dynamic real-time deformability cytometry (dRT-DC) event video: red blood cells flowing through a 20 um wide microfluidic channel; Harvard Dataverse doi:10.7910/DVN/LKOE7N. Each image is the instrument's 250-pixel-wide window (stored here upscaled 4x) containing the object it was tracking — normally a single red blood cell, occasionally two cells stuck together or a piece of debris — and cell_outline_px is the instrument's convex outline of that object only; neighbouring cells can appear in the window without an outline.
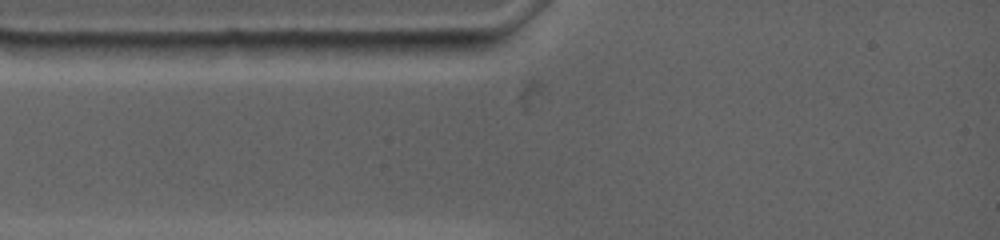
{"species": "common noctule bat (a hibernating species)", "species_latin": "Nyctalus noctula", "temperature_condition": "warm", "stored_images_in_passage": 1, "camera_frame_rate_fps": 4500, "um_per_image_px": 0.085, "animal": {"sex": "female", "body_mass_g": 19.0, "forearm_length_mm": 53.3}, "frame": {"image": 1, "passage_image": 1, "time_ms": 0.0, "image_size_px": [1000, 240], "cell_outline_px": [[492, 44], [488, 48], [476, 56], [436, 56], [352, 52], [340, 44], [344, 40], [484, 40]], "centroid_in_image_um": [35.61, 4.01], "position_along_channel_um": 49.4, "area_um2": 14.85}}